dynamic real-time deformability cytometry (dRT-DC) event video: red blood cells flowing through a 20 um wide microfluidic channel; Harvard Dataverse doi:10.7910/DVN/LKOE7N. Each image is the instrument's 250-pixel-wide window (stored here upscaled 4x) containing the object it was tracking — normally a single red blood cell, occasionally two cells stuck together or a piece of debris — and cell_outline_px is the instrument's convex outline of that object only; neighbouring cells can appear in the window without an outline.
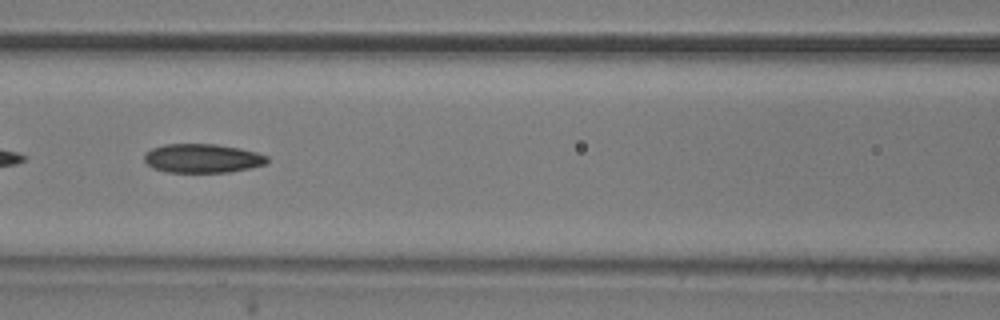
{"species": "common noctule bat (a hibernating species)", "species_latin": "Nyctalus noctula", "temperature_condition": "room temperature", "stored_images_in_passage": 37, "camera_frame_rate_fps": 3000, "um_per_image_px": 0.085, "animal": {"sex": "male", "body_mass_g": 20.5, "forearm_length_mm": 52.5}, "frame": {"image": 1, "passage_image": 11, "time_ms": 3.333, "image_size_px": [1000, 320], "cell_outline_px": [[268, 160], [264, 164], [248, 168], [228, 172], [168, 172], [152, 168], [144, 160], [144, 156], [152, 148], [164, 144], [216, 144], [240, 148], [256, 152], [268, 156]], "centroid_in_image_um": [17.19, 13.45], "position_along_channel_um": 149.4, "area_um2": 20.58}}
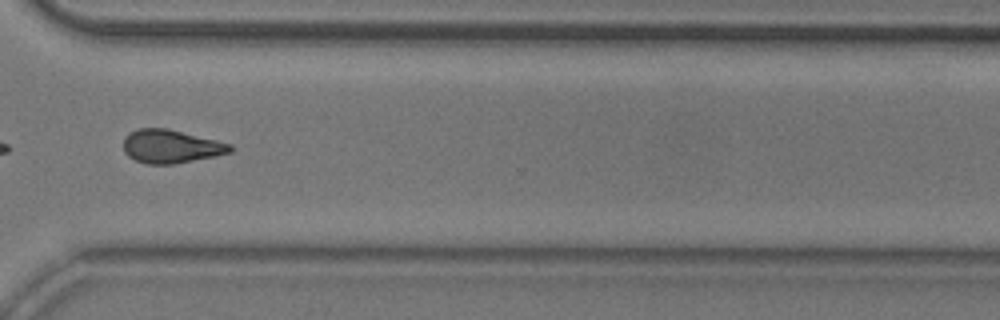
{"frame": {"image": 2, "passage_image": 27, "time_ms": 8.667, "image_size_px": [1000, 320], "cell_outline_px": [[232, 152], [216, 156], [172, 164], [148, 164], [136, 160], [128, 156], [124, 152], [124, 136], [128, 132], [136, 128], [168, 128], [232, 144]], "centroid_in_image_um": [14.51, 12.43], "position_along_channel_um": 356.1, "area_um2": 20.87}, "authors_computed_cell_mechanics": {"area_um2": 20.808, "velocity_mm_per_s": 3.8874, "shape_relaxation_time_tau1_ms": 7.3152, "shape_relaxation_time_tau2_ms": 6.7918, "deformation_change_tau1": 0.1595, "deformation_change_tau2": 0.1482}}